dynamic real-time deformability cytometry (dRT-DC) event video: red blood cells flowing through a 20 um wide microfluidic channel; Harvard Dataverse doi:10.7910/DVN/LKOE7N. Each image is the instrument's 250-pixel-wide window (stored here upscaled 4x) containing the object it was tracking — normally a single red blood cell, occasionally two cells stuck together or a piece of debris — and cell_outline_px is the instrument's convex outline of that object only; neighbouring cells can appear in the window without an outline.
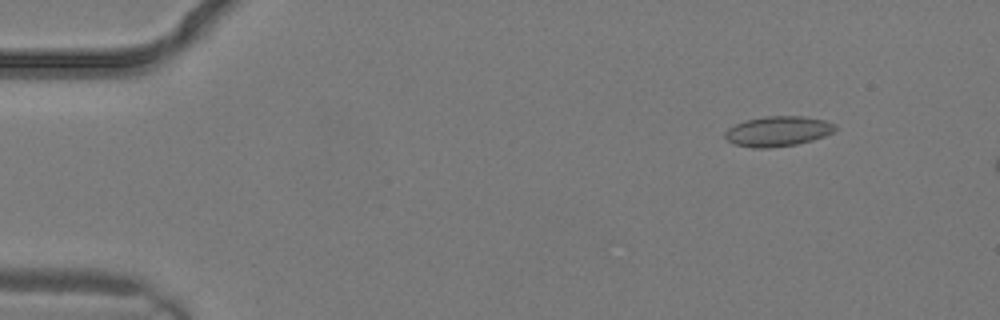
{"species": "common noctule bat (a hibernating species)", "species_latin": "Nyctalus noctula", "temperature_condition": "warm", "stored_images_in_passage": 2, "camera_frame_rate_fps": 3000, "um_per_image_px": 0.085, "animal": {"sex": "male", "body_mass_g": 19.2, "forearm_length_mm": 51.8}, "frame": {"image": 1, "passage_image": 2, "time_ms": 0.333, "image_size_px": [1000, 320], "cell_outline_px": [[836, 128], [832, 132], [824, 136], [812, 140], [796, 144], [768, 148], [752, 148], [736, 144], [728, 140], [724, 136], [724, 132], [728, 128], [744, 120], [764, 116], [804, 116], [824, 120], [836, 124]], "centroid_in_image_um": [66.11, 11.15], "position_along_channel_um": 18.9, "area_um2": 19.31}}